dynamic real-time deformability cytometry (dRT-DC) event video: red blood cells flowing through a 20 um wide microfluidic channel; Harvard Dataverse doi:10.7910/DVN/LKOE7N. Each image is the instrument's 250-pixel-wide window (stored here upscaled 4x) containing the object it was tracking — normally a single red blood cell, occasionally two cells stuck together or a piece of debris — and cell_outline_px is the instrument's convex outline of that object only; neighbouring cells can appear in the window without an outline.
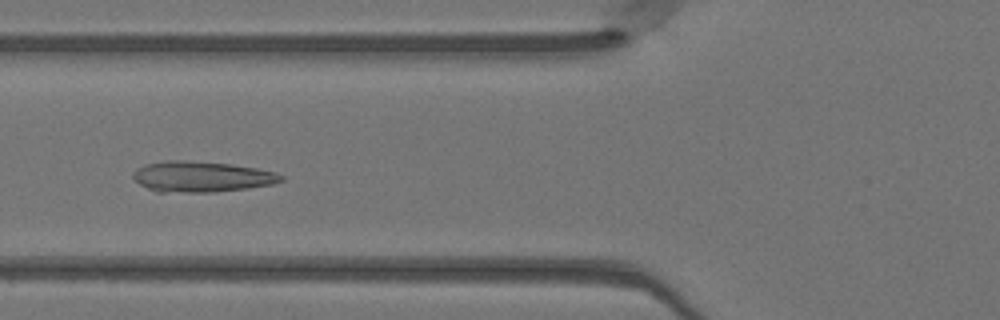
{"species": "Egyptian fruit bat (a non-hibernating species)", "species_latin": "Rousettus aegyptiacus", "temperature_condition": "warm", "stored_images_in_passage": 50, "camera_frame_rate_fps": 3000, "um_per_image_px": 0.085, "animal": {"sex": "female"}, "frame": {"image": 1, "passage_image": 19, "time_ms": 6.0, "image_size_px": [1000, 320], "cell_outline_px": [[284, 180], [272, 184], [248, 188], [212, 192], [156, 192], [140, 184], [132, 176], [132, 172], [136, 168], [144, 164], [168, 160], [184, 160], [232, 164], [256, 168], [276, 172], [284, 176]], "centroid_in_image_um": [17.12, 15.01], "position_along_channel_um": 108.7, "area_um2": 26.59}}
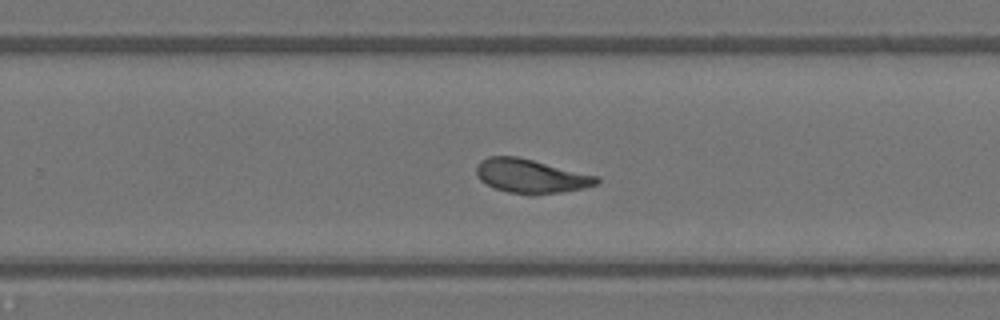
{"frame": {"image": 2, "passage_image": 32, "time_ms": 10.333, "image_size_px": [1000, 320], "cell_outline_px": [[600, 180], [596, 184], [584, 188], [560, 192], [532, 196], [528, 196], [508, 192], [496, 188], [480, 180], [476, 176], [476, 164], [480, 160], [488, 156], [516, 156], [600, 176]], "centroid_in_image_um": [45.12, 14.97], "position_along_channel_um": 284.7, "area_um2": 24.04}}
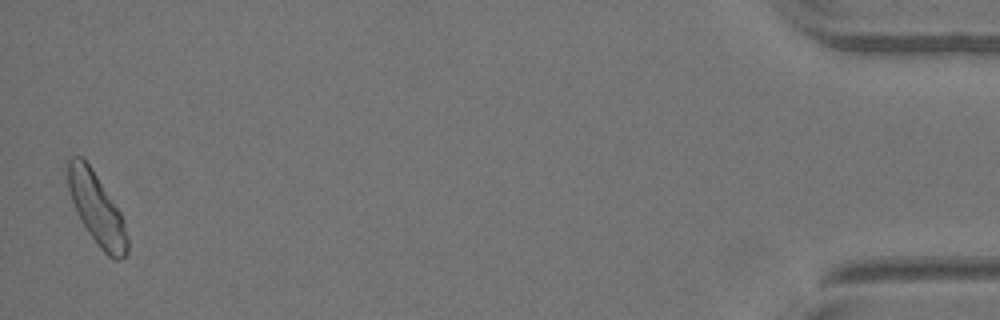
{"frame": {"image": 3, "passage_image": 49, "time_ms": 16.0, "image_size_px": [1000, 320], "cell_outline_px": [[128, 252], [124, 256], [116, 260], [108, 256], [100, 248], [88, 232], [80, 220], [76, 212], [68, 188], [68, 160], [72, 156], [84, 156], [92, 168], [120, 212], [124, 220], [128, 236]], "centroid_in_image_um": [8.23, 17.75], "position_along_channel_um": 427.0, "area_um2": 24.68}, "authors_computed_cell_mechanics": {"area_um2": 24.3338, "velocity_mm_per_s": 4.0682, "shape_relaxation_time_tau1_ms": 3.913, "shape_relaxation_time_tau2_ms": 0.5472, "deformation_change_tau1": 0.1542, "deformation_change_tau2": 0.0616}}